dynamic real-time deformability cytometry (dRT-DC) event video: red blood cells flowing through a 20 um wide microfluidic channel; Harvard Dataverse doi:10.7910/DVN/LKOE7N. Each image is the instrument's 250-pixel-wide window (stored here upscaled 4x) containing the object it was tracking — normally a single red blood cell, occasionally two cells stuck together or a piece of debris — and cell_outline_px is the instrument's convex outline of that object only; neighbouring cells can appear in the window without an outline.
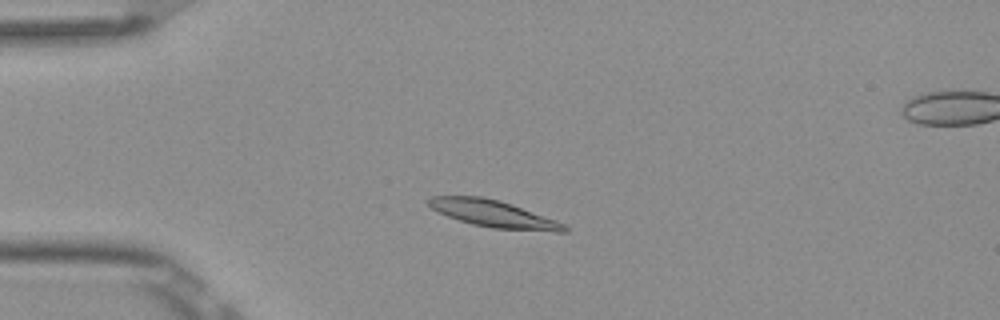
{"species": "Egyptian fruit bat (a non-hibernating species)", "species_latin": "Rousettus aegyptiacus", "temperature_condition": "room temperature", "stored_images_in_passage": 4, "camera_frame_rate_fps": 3000, "um_per_image_px": 0.085, "frame": {"image": 1, "passage_image": 2, "time_ms": 0.333, "image_size_px": [1000, 320], "cell_outline_px": [[568, 232], [556, 232], [492, 228], [472, 224], [448, 216], [432, 208], [424, 200], [432, 196], [480, 196], [500, 200], [512, 204], [556, 220], [564, 224], [568, 228]], "centroid_in_image_um": [41.96, 18.17], "position_along_channel_um": 43.0, "area_um2": 21.27}}